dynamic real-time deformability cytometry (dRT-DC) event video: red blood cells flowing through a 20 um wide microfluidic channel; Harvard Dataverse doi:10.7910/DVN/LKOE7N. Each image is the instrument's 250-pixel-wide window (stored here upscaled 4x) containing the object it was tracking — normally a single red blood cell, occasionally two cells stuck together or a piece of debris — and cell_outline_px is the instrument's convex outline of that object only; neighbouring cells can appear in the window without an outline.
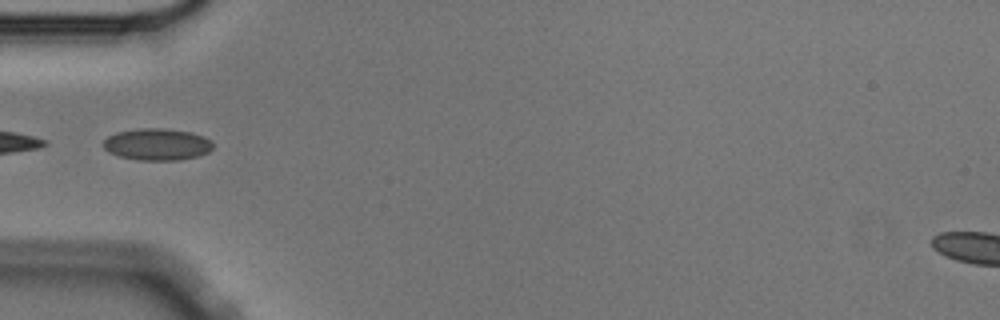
{"species": "Egyptian fruit bat (a non-hibernating species)", "species_latin": "Rousettus aegyptiacus", "temperature_condition": "cold", "stored_images_in_passage": 6, "camera_frame_rate_fps": 3000, "um_per_image_px": 0.085, "animal": {"sex": "male"}, "frame": {"image": 1, "passage_image": 2, "time_ms": 0.333, "image_size_px": [1000, 320], "cell_outline_px": [[212, 148], [208, 152], [200, 156], [180, 160], [136, 160], [120, 156], [108, 152], [100, 144], [108, 136], [116, 132], [136, 128], [160, 128], [188, 132], [204, 136], [212, 140]], "centroid_in_image_um": [13.33, 12.27], "position_along_channel_um": 71.7, "area_um2": 20.52}}
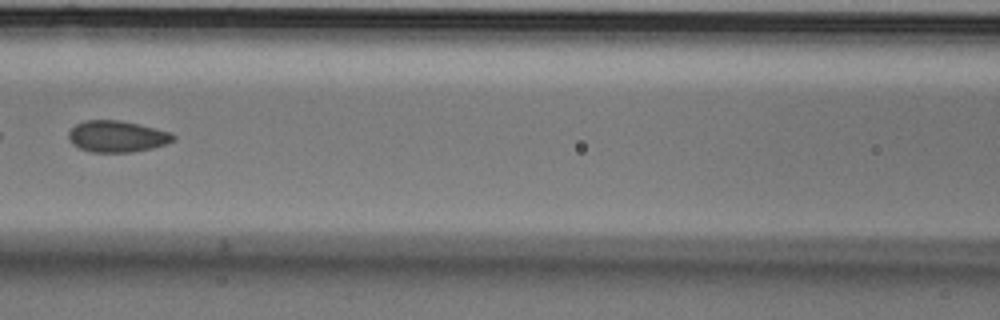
{"frame": {"image": 2, "passage_image": 4, "time_ms": 1.0, "image_size_px": [1000, 320], "cell_outline_px": [[176, 140], [152, 148], [132, 152], [92, 152], [80, 148], [72, 144], [68, 136], [68, 132], [76, 124], [84, 120], [120, 120], [140, 124], [172, 132], [176, 136]], "centroid_in_image_um": [9.97, 11.59], "position_along_channel_um": 156.6, "area_um2": 19.31}}
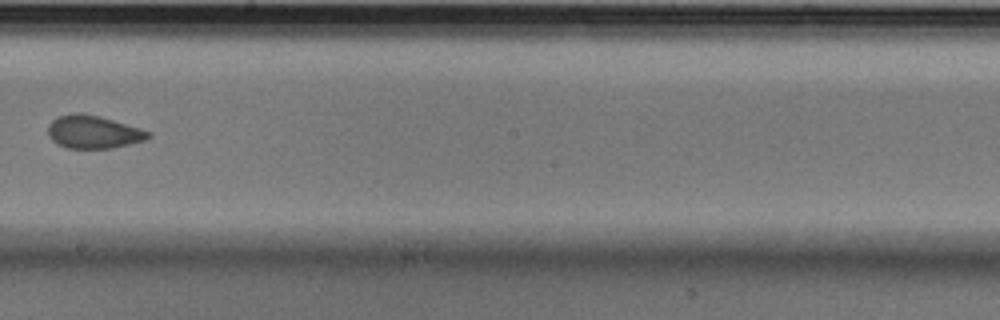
{"frame": {"image": 3, "passage_image": 6, "time_ms": 1.667, "image_size_px": [1000, 320], "cell_outline_px": [[152, 136], [144, 140], [112, 148], [68, 148], [56, 144], [48, 136], [48, 124], [52, 120], [60, 116], [76, 112], [80, 112], [100, 116], [140, 128], [152, 132]], "centroid_in_image_um": [7.92, 11.21], "position_along_channel_um": 240.3, "area_um2": 19.31}}